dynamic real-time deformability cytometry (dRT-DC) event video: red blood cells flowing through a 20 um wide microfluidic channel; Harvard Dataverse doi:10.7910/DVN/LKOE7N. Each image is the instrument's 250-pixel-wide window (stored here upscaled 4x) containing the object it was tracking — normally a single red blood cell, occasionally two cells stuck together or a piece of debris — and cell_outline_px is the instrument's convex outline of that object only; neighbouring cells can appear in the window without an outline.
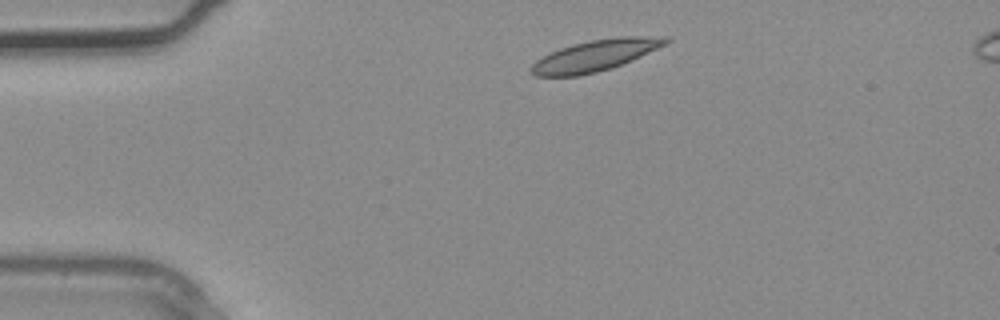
{"species": "common noctule bat (a hibernating species)", "species_latin": "Nyctalus noctula", "temperature_condition": "warm", "stored_images_in_passage": 2, "camera_frame_rate_fps": 3000, "um_per_image_px": 0.085, "animal": {"sex": "male", "body_mass_g": 20.4}, "frame": {"image": 1, "passage_image": 1, "time_ms": 0.0, "image_size_px": [1000, 320], "cell_outline_px": [[672, 40], [668, 44], [632, 60], [612, 68], [580, 76], [536, 76], [528, 68], [536, 60], [560, 48], [572, 44], [588, 40], [616, 36], [668, 36]], "centroid_in_image_um": [50.65, 4.7], "position_along_channel_um": 34.3, "area_um2": 24.74}}